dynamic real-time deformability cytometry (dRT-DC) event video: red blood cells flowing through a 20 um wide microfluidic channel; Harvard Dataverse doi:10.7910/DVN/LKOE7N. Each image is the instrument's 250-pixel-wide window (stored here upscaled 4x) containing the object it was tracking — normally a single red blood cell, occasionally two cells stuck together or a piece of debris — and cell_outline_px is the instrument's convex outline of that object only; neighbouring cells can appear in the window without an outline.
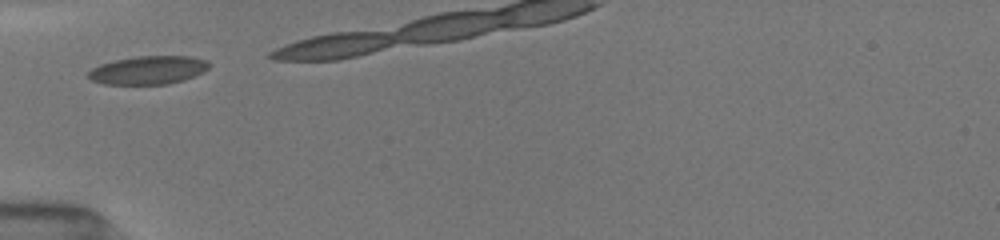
{"species": "common noctule bat (a hibernating species)", "species_latin": "Nyctalus noctula", "temperature_condition": "room temperature", "stored_images_in_passage": 4, "camera_frame_rate_fps": 3000, "um_per_image_px": 0.085, "animal": {"sex": "female", "body_mass_g": 19.5, "forearm_length_mm": 54.1}, "frame": {"image": 1, "passage_image": 1, "time_ms": 0.0, "image_size_px": [1000, 240], "cell_outline_px": [[208, 68], [204, 72], [184, 80], [168, 84], [104, 84], [92, 80], [88, 76], [88, 72], [92, 68], [100, 64], [116, 60], [136, 56], [192, 56], [208, 60]], "centroid_in_image_um": [12.62, 5.95], "position_along_channel_um": 72.4, "area_um2": 19.94}}